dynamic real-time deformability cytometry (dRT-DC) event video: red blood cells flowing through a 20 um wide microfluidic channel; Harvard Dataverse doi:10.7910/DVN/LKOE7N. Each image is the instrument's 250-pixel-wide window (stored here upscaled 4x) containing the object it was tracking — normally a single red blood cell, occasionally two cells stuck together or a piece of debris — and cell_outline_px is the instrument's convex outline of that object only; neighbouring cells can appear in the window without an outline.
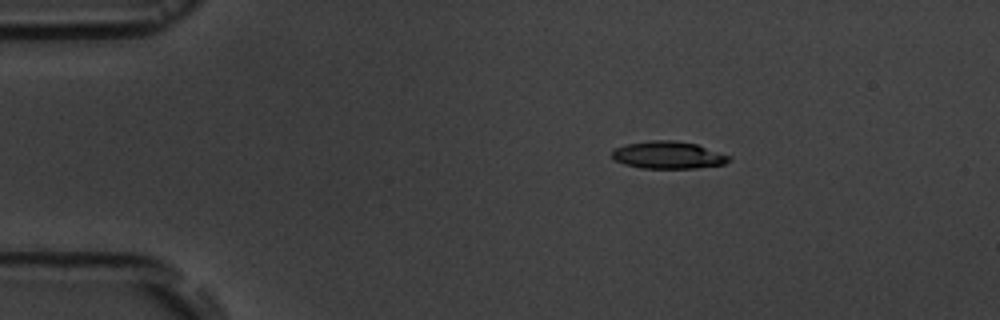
{"species": "common noctule bat (a hibernating species)", "species_latin": "Nyctalus noctula", "temperature_condition": "room temperature", "stored_images_in_passage": 3, "camera_frame_rate_fps": 3000, "um_per_image_px": 0.085, "animal": {"sex": "male", "body_mass_g": 19.5, "forearm_length_mm": 54.6}, "frame": {"image": 1, "passage_image": 1, "time_ms": 0.0, "image_size_px": [1000, 320], "cell_outline_px": [[732, 160], [724, 164], [696, 168], [644, 168], [624, 164], [612, 160], [612, 148], [628, 144], [652, 140], [672, 140], [696, 144], [732, 156]], "centroid_in_image_um": [56.8, 13.18], "position_along_channel_um": 28.2, "area_um2": 18.73}}